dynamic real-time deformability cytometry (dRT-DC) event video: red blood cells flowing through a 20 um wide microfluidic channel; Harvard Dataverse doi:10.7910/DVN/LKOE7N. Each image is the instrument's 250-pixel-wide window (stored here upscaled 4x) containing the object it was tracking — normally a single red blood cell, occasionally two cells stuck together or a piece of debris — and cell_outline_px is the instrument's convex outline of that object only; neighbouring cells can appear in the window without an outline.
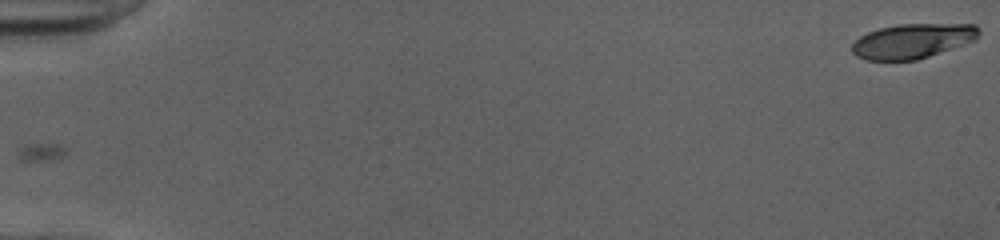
{"species": "human", "species_latin": "Homo sapiens", "temperature_condition": "cold", "stored_images_in_passage": 52, "camera_frame_rate_fps": 3000, "um_per_image_px": 0.085, "donor": {"sex": "female"}, "frame": {"image": 1, "passage_image": 1, "time_ms": 0.0, "image_size_px": [1000, 240], "cell_outline_px": [[980, 36], [976, 40], [916, 60], [864, 60], [856, 56], [852, 52], [852, 44], [860, 36], [868, 32], [880, 28], [900, 24], [976, 24], [980, 28]], "centroid_in_image_um": [77.59, 3.48], "position_along_channel_um": 7.4, "area_um2": 25.66}}
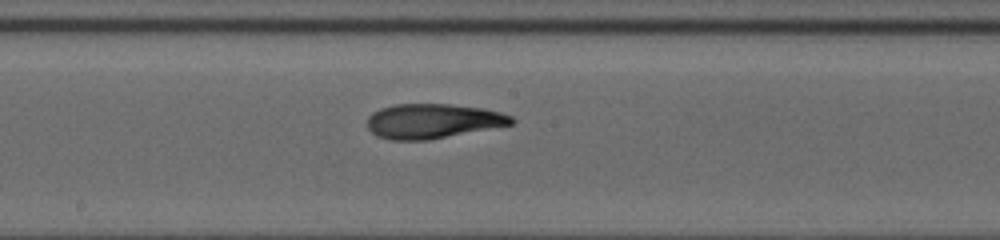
{"frame": {"image": 2, "passage_image": 30, "time_ms": 9.667, "image_size_px": [1000, 240], "cell_outline_px": [[516, 120], [512, 124], [428, 140], [392, 140], [376, 136], [368, 128], [368, 116], [372, 112], [380, 108], [396, 104], [448, 104], [484, 108], [500, 112], [512, 116]], "centroid_in_image_um": [36.77, 10.29], "position_along_channel_um": 211.4, "area_um2": 29.07}}
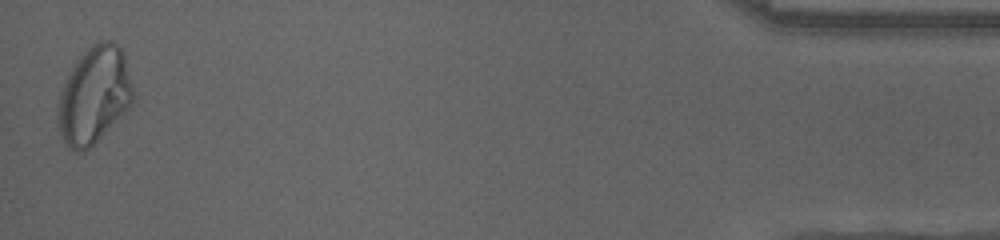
{"frame": {"image": 3, "passage_image": 52, "time_ms": 17.0, "image_size_px": [1000, 240], "cell_outline_px": [[136, 100], [88, 148], [80, 152], [76, 152], [64, 140], [60, 132], [56, 112], [60, 92], [76, 60], [88, 48], [100, 40], [108, 40], [116, 44], [124, 52], [136, 96]], "centroid_in_image_um": [8.03, 8.05], "position_along_channel_um": 427.2, "area_um2": 42.02}, "authors_computed_cell_mechanics": {"area_um2": 29.0445, "velocity_mm_per_s": 4.032, "shape_relaxation_time_tau1_ms": 5.2423, "shape_relaxation_time_tau2_ms": 2.3525, "deformation_change_tau1": 0.2235, "deformation_change_tau2": 0.0839}}